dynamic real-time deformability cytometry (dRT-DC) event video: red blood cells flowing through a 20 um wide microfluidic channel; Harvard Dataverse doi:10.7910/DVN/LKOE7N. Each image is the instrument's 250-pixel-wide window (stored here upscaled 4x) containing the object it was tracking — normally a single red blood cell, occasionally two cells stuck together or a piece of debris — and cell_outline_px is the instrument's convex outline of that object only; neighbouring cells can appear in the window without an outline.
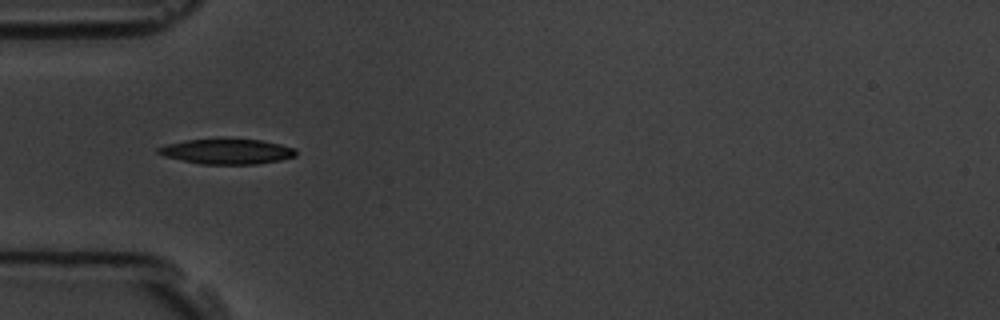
{"species": "common noctule bat (a hibernating species)", "species_latin": "Nyctalus noctula", "temperature_condition": "room temperature", "stored_images_in_passage": 4, "camera_frame_rate_fps": 3000, "um_per_image_px": 0.085, "animal": {"sex": "male", "body_mass_g": 19.5, "forearm_length_mm": 54.6}, "frame": {"image": 1, "passage_image": 1, "time_ms": 0.0, "image_size_px": [1000, 320], "cell_outline_px": [[296, 156], [280, 160], [256, 164], [200, 164], [164, 156], [156, 152], [156, 148], [168, 144], [184, 140], [228, 136], [260, 140], [280, 144], [296, 148]], "centroid_in_image_um": [19.28, 12.83], "position_along_channel_um": 65.7, "area_um2": 20.98}}
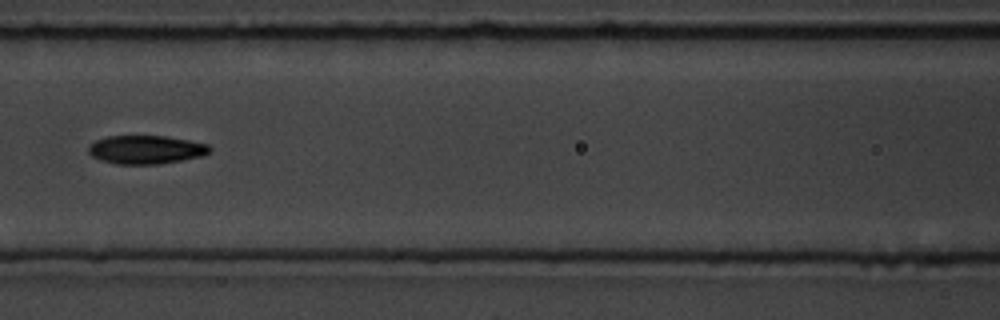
{"frame": {"image": 2, "passage_image": 3, "time_ms": 2.333, "image_size_px": [1000, 320], "cell_outline_px": [[212, 148], [204, 156], [160, 164], [116, 164], [100, 160], [92, 156], [88, 152], [88, 144], [96, 140], [108, 136], [164, 136], [188, 140], [208, 144]], "centroid_in_image_um": [12.39, 12.72], "position_along_channel_um": 154.2, "area_um2": 20.23}}
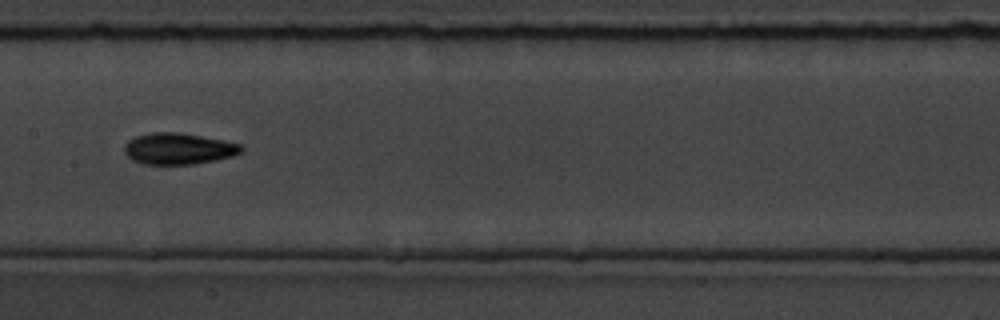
{"frame": {"image": 3, "passage_image": 4, "time_ms": 3.333, "image_size_px": [1000, 320], "cell_outline_px": [[244, 148], [240, 152], [232, 156], [216, 160], [196, 164], [144, 164], [132, 160], [124, 152], [124, 144], [128, 140], [136, 136], [152, 132], [180, 132], [224, 140], [240, 144]], "centroid_in_image_um": [15.16, 12.63], "position_along_channel_um": 192.2, "area_um2": 21.44}}